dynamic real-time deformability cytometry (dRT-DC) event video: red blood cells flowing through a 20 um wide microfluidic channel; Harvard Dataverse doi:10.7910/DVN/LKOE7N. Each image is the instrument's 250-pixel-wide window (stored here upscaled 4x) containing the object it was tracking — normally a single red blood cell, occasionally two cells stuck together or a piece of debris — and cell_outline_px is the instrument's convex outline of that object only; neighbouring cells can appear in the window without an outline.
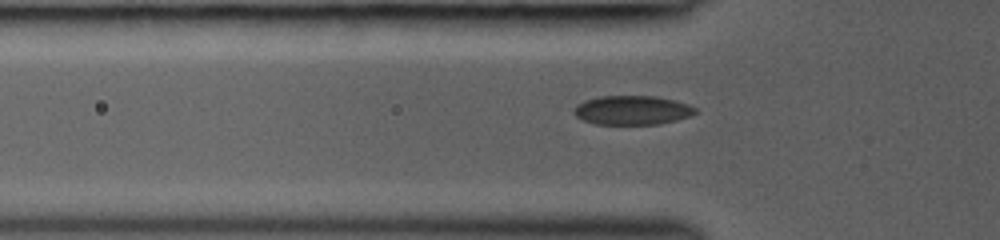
{"species": "common noctule bat (a hibernating species)", "species_latin": "Nyctalus noctula", "temperature_condition": "room temperature", "stored_images_in_passage": 11, "camera_frame_rate_fps": 3000, "um_per_image_px": 0.085, "animal": {"sex": "female", "body_mass_g": 19.0, "forearm_length_mm": 53.3}, "frame": {"image": 1, "passage_image": 5, "time_ms": 1.333, "image_size_px": [1000, 240], "cell_outline_px": [[696, 112], [692, 116], [660, 124], [596, 124], [584, 120], [576, 116], [572, 112], [572, 108], [576, 104], [584, 100], [600, 96], [656, 96], [688, 104], [696, 108]], "centroid_in_image_um": [53.71, 9.36], "position_along_channel_um": 72.1, "area_um2": 20.69}}